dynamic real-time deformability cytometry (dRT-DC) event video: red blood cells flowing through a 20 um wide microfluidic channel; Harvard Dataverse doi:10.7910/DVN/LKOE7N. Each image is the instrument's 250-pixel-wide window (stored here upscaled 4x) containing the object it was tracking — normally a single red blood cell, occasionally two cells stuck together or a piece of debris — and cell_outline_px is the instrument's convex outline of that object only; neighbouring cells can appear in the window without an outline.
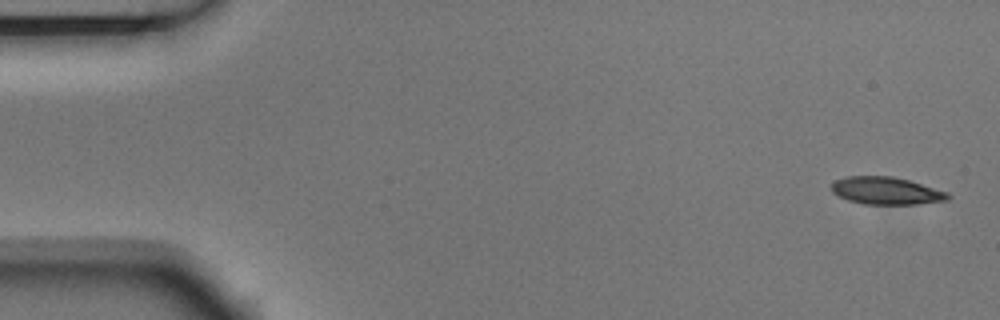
{"species": "Egyptian fruit bat (a non-hibernating species)", "species_latin": "Rousettus aegyptiacus", "temperature_condition": "room temperature", "stored_images_in_passage": 4, "camera_frame_rate_fps": 3000, "um_per_image_px": 0.085, "animal": {"sex": "male"}, "frame": {"image": 1, "passage_image": 1, "time_ms": 0.0, "image_size_px": [1000, 320], "cell_outline_px": [[952, 196], [948, 200], [920, 204], [864, 204], [848, 200], [832, 192], [832, 184], [836, 180], [848, 176], [892, 176], [908, 180], [948, 192]], "centroid_in_image_um": [75.36, 16.22], "position_along_channel_um": 9.6, "area_um2": 18.55}}
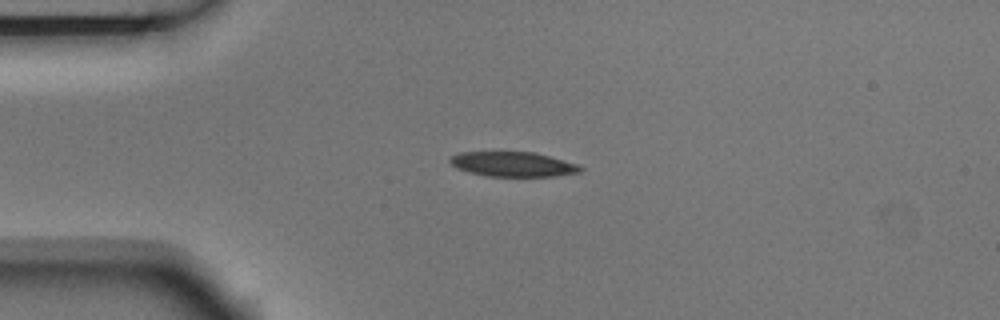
{"frame": {"image": 2, "passage_image": 4, "time_ms": 1.0, "image_size_px": [1000, 320], "cell_outline_px": [[584, 168], [580, 172], [552, 176], [488, 176], [468, 172], [456, 168], [448, 160], [452, 156], [460, 152], [532, 152], [548, 156], [576, 164]], "centroid_in_image_um": [43.56, 13.96], "position_along_channel_um": 41.4, "area_um2": 18.55}}